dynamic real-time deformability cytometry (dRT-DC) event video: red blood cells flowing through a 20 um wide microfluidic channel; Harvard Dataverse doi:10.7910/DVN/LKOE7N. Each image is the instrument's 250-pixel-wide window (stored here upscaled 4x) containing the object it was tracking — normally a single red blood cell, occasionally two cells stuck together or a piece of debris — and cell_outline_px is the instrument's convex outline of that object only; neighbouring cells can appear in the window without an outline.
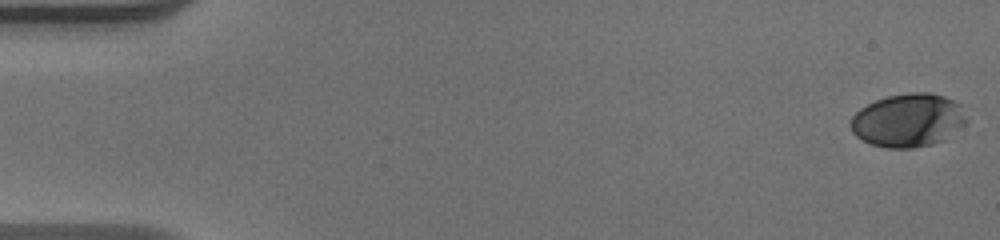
{"species": "human", "species_latin": "Homo sapiens", "temperature_condition": "warm", "stored_images_in_passage": 53, "camera_frame_rate_fps": 3000, "um_per_image_px": 0.085, "donor": {"sex": "male"}, "frame": {"image": 1, "passage_image": 1, "time_ms": 0.0, "image_size_px": [1000, 240], "cell_outline_px": [[968, 120], [964, 124], [944, 140], [932, 144], [912, 148], [888, 148], [872, 144], [856, 136], [852, 132], [848, 124], [852, 116], [860, 108], [876, 100], [888, 96], [908, 92], [928, 92], [944, 96], [960, 104]], "centroid_in_image_um": [77.17, 10.22], "position_along_channel_um": 7.8, "area_um2": 36.07}}
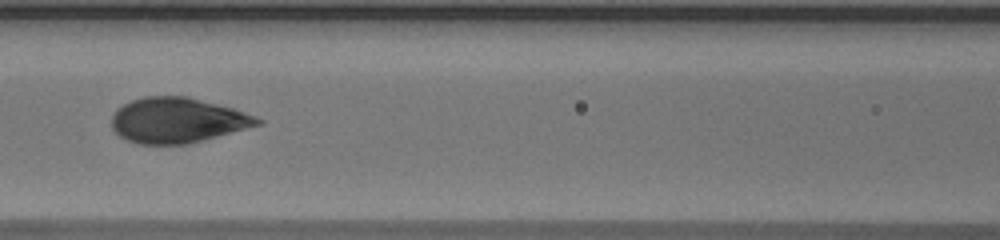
{"frame": {"image": 2, "passage_image": 24, "time_ms": 7.667, "image_size_px": [1000, 240], "cell_outline_px": [[264, 120], [260, 124], [188, 144], [140, 144], [128, 140], [120, 136], [112, 128], [112, 116], [116, 108], [132, 100], [144, 96], [184, 96], [232, 108], [256, 116]], "centroid_in_image_um": [15.04, 10.22], "position_along_channel_um": 151.6, "area_um2": 37.97}}
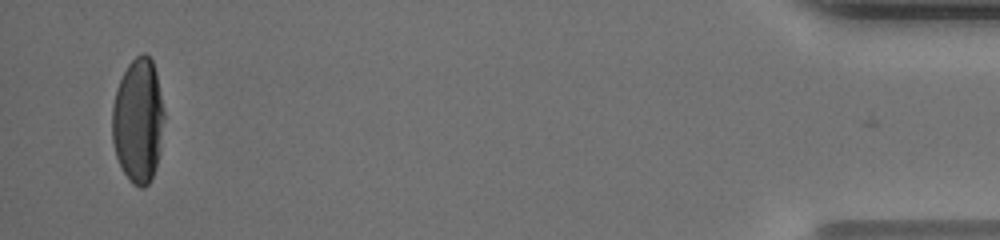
{"frame": {"image": 3, "passage_image": 51, "time_ms": 16.667, "image_size_px": [1000, 240], "cell_outline_px": [[164, 116], [160, 152], [156, 168], [148, 184], [144, 188], [140, 188], [132, 184], [124, 172], [116, 156], [112, 140], [112, 104], [116, 88], [128, 64], [136, 56], [144, 52], [152, 60], [156, 72], [164, 112]], "centroid_in_image_um": [11.74, 10.26], "position_along_channel_um": 423.5, "area_um2": 37.86}, "authors_computed_cell_mechanics": {"area_um2": 38.2058, "velocity_mm_per_s": 3.9411, "shape_relaxation_time_tau1_ms": 5.7835, "shape_relaxation_time_tau2_ms": null, "deformation_change_tau1": 0.2586, "deformation_change_tau2": null}}